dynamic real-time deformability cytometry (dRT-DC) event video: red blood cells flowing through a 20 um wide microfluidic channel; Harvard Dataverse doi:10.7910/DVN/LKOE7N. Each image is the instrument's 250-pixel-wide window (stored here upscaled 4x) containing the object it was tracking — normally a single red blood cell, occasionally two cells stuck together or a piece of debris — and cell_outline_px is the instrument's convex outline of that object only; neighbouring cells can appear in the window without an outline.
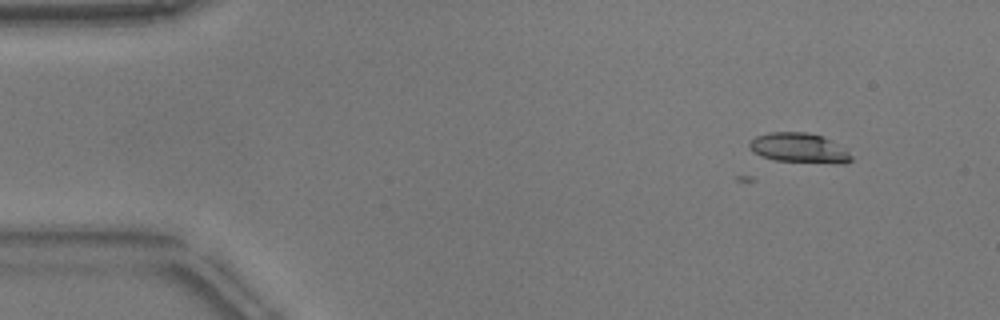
{"species": "common noctule bat (a hibernating species)", "species_latin": "Nyctalus noctula", "temperature_condition": "warm", "stored_images_in_passage": 3, "camera_frame_rate_fps": 3000, "um_per_image_px": 0.085, "animal": {"sex": "male", "body_mass_g": 17.9}, "frame": {"image": 1, "passage_image": 1, "time_ms": 0.0, "image_size_px": [1000, 320], "cell_outline_px": [[852, 160], [844, 164], [840, 164], [772, 160], [760, 156], [752, 152], [748, 148], [748, 144], [756, 136], [772, 132], [804, 132], [820, 136], [828, 140], [848, 152], [852, 156]], "centroid_in_image_um": [67.86, 12.6], "position_along_channel_um": 17.1, "area_um2": 17.51}}